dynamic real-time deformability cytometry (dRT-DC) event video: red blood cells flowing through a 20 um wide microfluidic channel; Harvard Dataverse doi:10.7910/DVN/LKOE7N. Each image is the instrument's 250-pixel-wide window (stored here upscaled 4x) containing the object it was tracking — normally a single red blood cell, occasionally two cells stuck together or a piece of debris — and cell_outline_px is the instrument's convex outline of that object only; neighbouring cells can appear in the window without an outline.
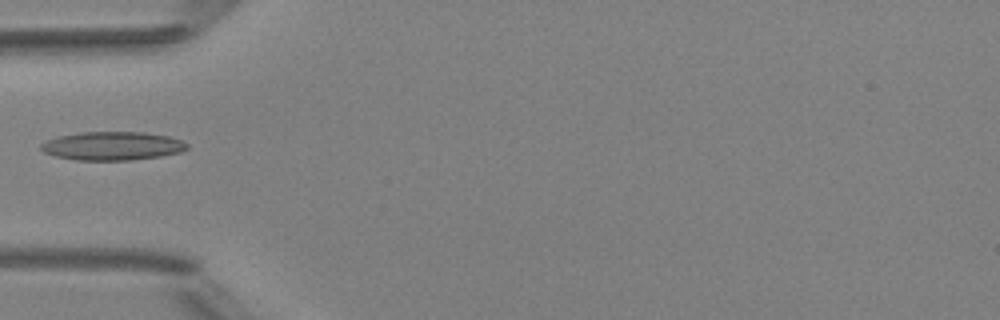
{"species": "Egyptian fruit bat (a non-hibernating species)", "species_latin": "Rousettus aegyptiacus", "temperature_condition": "room temperature", "stored_images_in_passage": 6, "camera_frame_rate_fps": 3000, "um_per_image_px": 0.085, "animal": {"sex": "female"}, "frame": {"image": 1, "passage_image": 5, "time_ms": 4.667, "image_size_px": [1000, 320], "cell_outline_px": [[188, 148], [180, 152], [160, 156], [132, 160], [76, 160], [56, 156], [44, 152], [40, 148], [40, 144], [44, 140], [60, 136], [84, 132], [144, 132], [168, 136], [180, 140], [188, 144]], "centroid_in_image_um": [9.54, 12.4], "position_along_channel_um": 75.5, "area_um2": 24.22}}
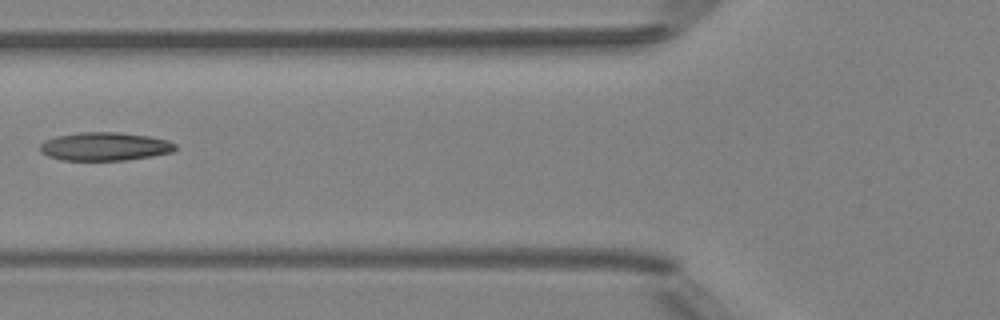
{"frame": {"image": 2, "passage_image": 6, "time_ms": 5.667, "image_size_px": [1000, 320], "cell_outline_px": [[176, 148], [172, 152], [152, 156], [124, 160], [60, 160], [48, 156], [40, 152], [40, 144], [44, 140], [56, 136], [80, 132], [120, 132], [148, 136], [168, 140], [176, 144]], "centroid_in_image_um": [8.88, 12.45], "position_along_channel_um": 116.9, "area_um2": 22.43}}